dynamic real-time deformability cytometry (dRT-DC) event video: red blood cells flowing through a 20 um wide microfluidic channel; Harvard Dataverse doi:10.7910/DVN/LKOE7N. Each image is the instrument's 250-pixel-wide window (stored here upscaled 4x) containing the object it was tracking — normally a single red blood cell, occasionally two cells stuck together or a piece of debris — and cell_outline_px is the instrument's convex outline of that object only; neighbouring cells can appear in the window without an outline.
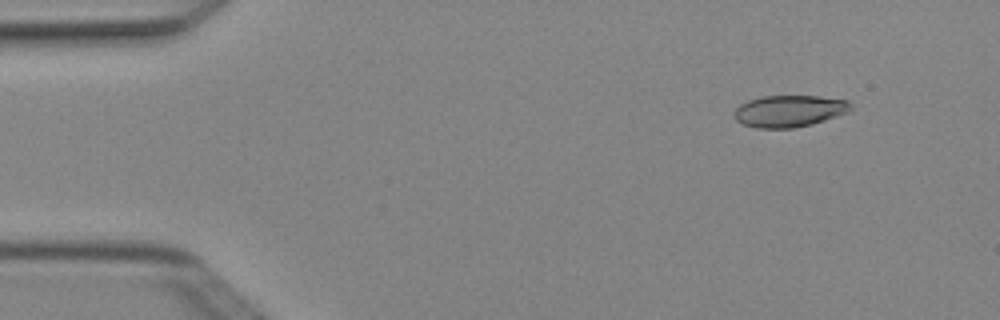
{"species": "Egyptian fruit bat (a non-hibernating species)", "species_latin": "Rousettus aegyptiacus", "temperature_condition": "cold", "stored_images_in_passage": 5, "camera_frame_rate_fps": 3000, "um_per_image_px": 0.085, "animal": {"sex": "female"}, "frame": {"image": 1, "passage_image": 2, "time_ms": 0.333, "image_size_px": [1000, 320], "cell_outline_px": [[852, 108], [848, 112], [812, 124], [792, 128], [756, 128], [744, 124], [736, 120], [736, 108], [740, 104], [748, 100], [760, 96], [820, 96], [848, 100], [852, 104]], "centroid_in_image_um": [67.11, 9.43], "position_along_channel_um": 17.9, "area_um2": 21.5}}